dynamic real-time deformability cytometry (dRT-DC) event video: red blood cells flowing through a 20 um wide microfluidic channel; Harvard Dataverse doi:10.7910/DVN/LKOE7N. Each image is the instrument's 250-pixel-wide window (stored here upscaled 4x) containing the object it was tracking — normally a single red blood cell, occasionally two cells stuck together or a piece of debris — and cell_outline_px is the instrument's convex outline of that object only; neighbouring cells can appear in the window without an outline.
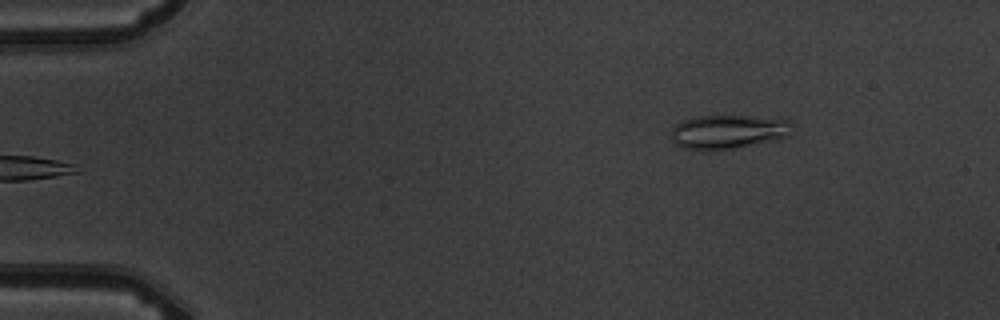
{"species": "common noctule bat (a hibernating species)", "species_latin": "Nyctalus noctula", "temperature_condition": "warm", "stored_images_in_passage": 4, "camera_frame_rate_fps": 3000, "um_per_image_px": 0.085, "animal": {"sex": "male", "body_mass_g": 19.5, "forearm_length_mm": 54.6}, "frame": {"image": 1, "passage_image": 4, "time_ms": 3.667, "image_size_px": [1000, 320], "cell_outline_px": [[792, 124], [788, 136], [732, 148], [684, 148], [676, 144], [672, 140], [672, 128], [676, 124], [684, 120], [696, 116], [756, 116], [788, 120]], "centroid_in_image_um": [61.88, 11.16], "position_along_channel_um": 23.1, "area_um2": 23.06}}